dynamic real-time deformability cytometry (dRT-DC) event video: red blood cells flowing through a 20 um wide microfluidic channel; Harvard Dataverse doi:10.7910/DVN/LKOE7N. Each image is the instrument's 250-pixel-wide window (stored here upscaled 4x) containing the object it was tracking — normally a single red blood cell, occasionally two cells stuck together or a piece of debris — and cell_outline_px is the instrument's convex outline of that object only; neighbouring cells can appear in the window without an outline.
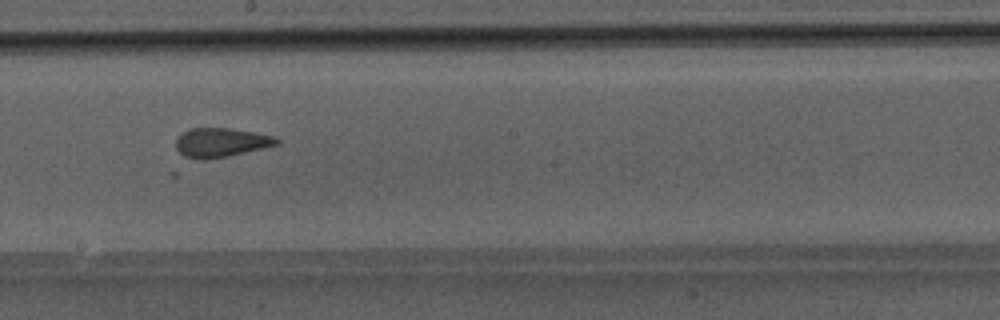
{"species": "Egyptian fruit bat (a non-hibernating species)", "species_latin": "Rousettus aegyptiacus", "temperature_condition": "room temperature", "stored_images_in_passage": 31, "camera_frame_rate_fps": 3000, "um_per_image_px": 0.085, "animal": {"sex": "male"}, "frame": {"image": 1, "passage_image": 15, "time_ms": 4.667, "image_size_px": [1000, 320], "cell_outline_px": [[280, 144], [264, 148], [228, 156], [204, 160], [184, 156], [176, 148], [176, 140], [184, 132], [192, 128], [228, 128], [276, 136], [280, 140]], "centroid_in_image_um": [18.82, 12.12], "position_along_channel_um": 229.4, "area_um2": 16.99}}
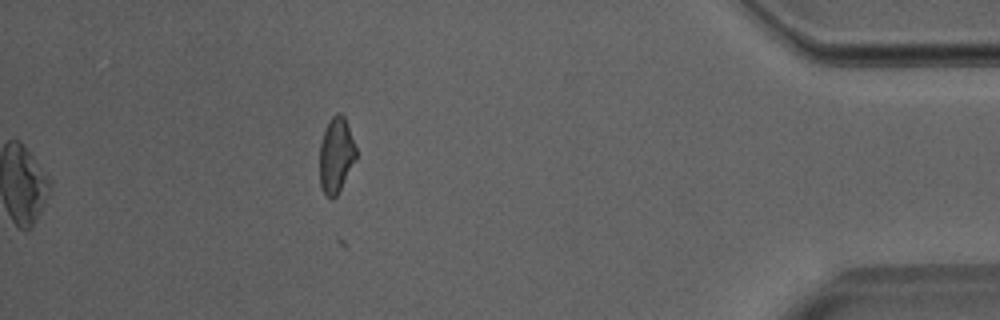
{"frame": {"image": 2, "passage_image": 31, "time_ms": 10.0, "image_size_px": [1000, 320], "cell_outline_px": [[356, 160], [336, 196], [332, 200], [324, 192], [320, 184], [320, 144], [324, 132], [332, 116], [336, 112], [340, 112], [344, 116], [356, 148]], "centroid_in_image_um": [28.57, 13.19], "position_along_channel_um": 406.6, "area_um2": 15.78}}